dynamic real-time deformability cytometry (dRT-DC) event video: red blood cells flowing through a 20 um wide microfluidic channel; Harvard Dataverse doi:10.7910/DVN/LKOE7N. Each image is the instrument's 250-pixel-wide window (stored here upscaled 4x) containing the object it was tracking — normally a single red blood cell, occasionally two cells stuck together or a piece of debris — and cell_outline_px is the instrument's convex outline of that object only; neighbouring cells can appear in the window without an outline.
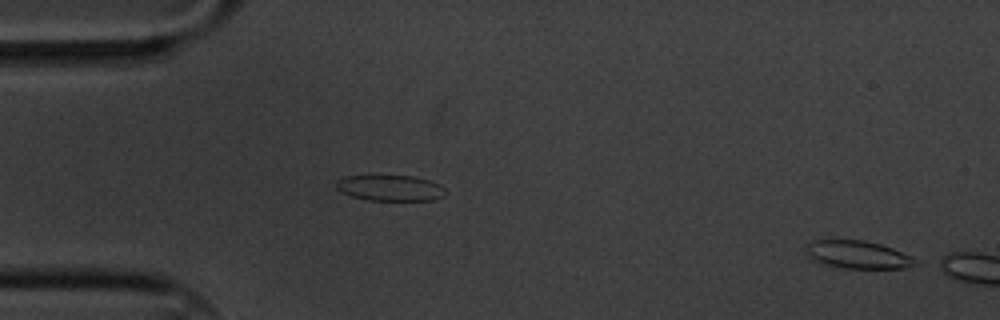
{"species": "common noctule bat (a hibernating species)", "species_latin": "Nyctalus noctula", "temperature_condition": "cold", "stored_images_in_passage": 4, "camera_frame_rate_fps": 3000, "um_per_image_px": 0.085, "animal": {"sex": "male", "body_mass_g": 20.1, "forearm_length_mm": 53.5}, "frame": {"image": 1, "passage_image": 1, "time_ms": 0.0, "image_size_px": [1000, 320], "cell_outline_px": [[920, 264], [908, 268], [844, 268], [820, 264], [812, 260], [808, 256], [804, 248], [812, 240], [864, 240], [880, 244], [892, 248], [912, 256], [920, 260]], "centroid_in_image_um": [72.94, 21.66], "position_along_channel_um": 12.1, "area_um2": 18.09}}